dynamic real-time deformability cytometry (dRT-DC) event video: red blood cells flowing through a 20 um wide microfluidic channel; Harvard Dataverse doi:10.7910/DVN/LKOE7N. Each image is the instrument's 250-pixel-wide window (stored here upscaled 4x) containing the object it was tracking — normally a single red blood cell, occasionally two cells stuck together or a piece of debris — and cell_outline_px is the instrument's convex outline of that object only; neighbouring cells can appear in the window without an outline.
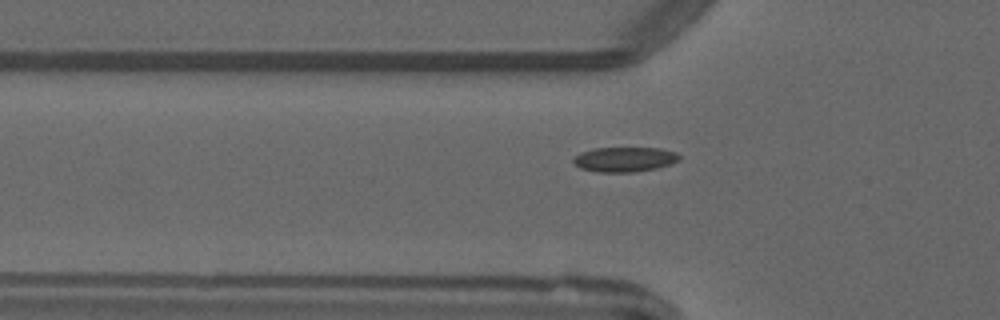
{"species": "common noctule bat (a hibernating species)", "species_latin": "Nyctalus noctula", "temperature_condition": "warm", "stored_images_in_passage": 5, "camera_frame_rate_fps": 3000, "um_per_image_px": 0.085, "animal": {"sex": "male", "forearm_length_mm": 52.5}, "frame": {"image": 1, "passage_image": 3, "time_ms": 3.0, "image_size_px": [1000, 320], "cell_outline_px": [[680, 160], [672, 164], [656, 168], [636, 172], [596, 172], [580, 168], [572, 160], [572, 156], [580, 152], [592, 148], [660, 148], [676, 152], [680, 156]], "centroid_in_image_um": [53.08, 13.54], "position_along_channel_um": 72.7, "area_um2": 15.55}}